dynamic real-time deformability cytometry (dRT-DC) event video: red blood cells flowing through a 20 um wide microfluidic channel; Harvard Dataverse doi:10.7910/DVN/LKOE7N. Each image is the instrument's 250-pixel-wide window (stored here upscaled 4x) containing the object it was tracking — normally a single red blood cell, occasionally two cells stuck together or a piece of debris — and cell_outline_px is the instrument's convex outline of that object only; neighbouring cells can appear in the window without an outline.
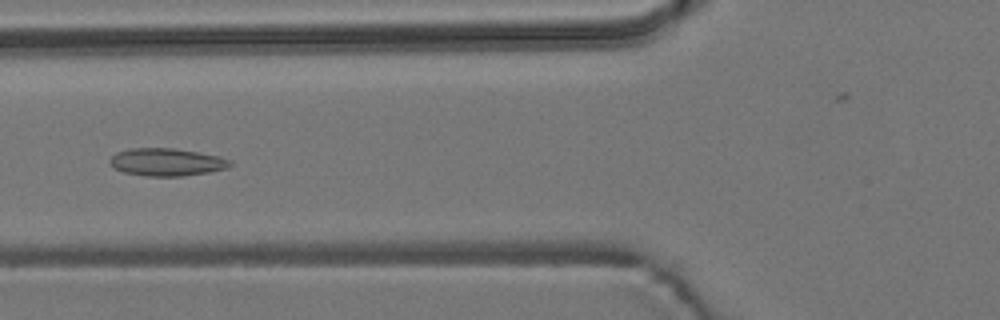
{"species": "common noctule bat (a hibernating species)", "species_latin": "Nyctalus noctula", "temperature_condition": "room temperature", "stored_images_in_passage": 5, "camera_frame_rate_fps": 3000, "um_per_image_px": 0.085, "animal": {"sex": "male", "body_mass_g": 19.2, "forearm_length_mm": 51.8}, "frame": {"image": 1, "passage_image": 5, "time_ms": 1.333, "image_size_px": [1000, 320], "cell_outline_px": [[232, 164], [228, 168], [208, 172], [184, 176], [144, 176], [124, 172], [112, 168], [108, 160], [116, 152], [128, 148], [176, 148], [220, 156], [232, 160]], "centroid_in_image_um": [14.15, 13.77], "position_along_channel_um": 111.6, "area_um2": 19.65}}